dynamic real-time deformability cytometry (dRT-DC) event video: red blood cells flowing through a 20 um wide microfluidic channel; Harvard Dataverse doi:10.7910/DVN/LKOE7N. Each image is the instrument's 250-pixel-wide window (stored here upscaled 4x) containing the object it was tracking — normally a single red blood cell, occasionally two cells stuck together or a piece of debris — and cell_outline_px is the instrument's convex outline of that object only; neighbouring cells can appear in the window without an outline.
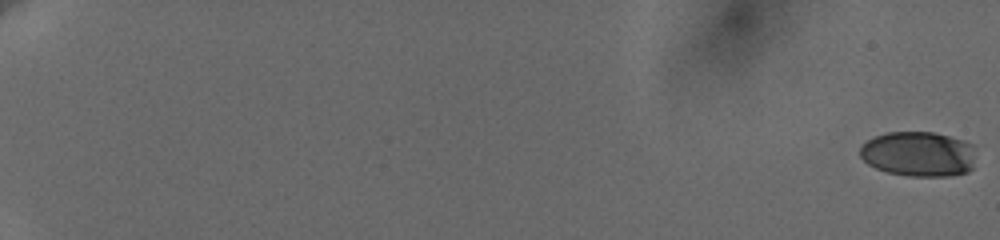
{"species": "human", "species_latin": "Homo sapiens", "temperature_condition": "cold", "stored_images_in_passage": 61, "camera_frame_rate_fps": 3000, "um_per_image_px": 0.085, "donor": {"sex": "female"}, "frame": {"image": 1, "passage_image": 1, "time_ms": 0.0, "image_size_px": [1000, 240], "cell_outline_px": [[972, 168], [968, 172], [948, 176], [908, 176], [888, 172], [876, 168], [868, 164], [860, 156], [860, 148], [868, 140], [876, 136], [888, 132], [932, 132], [964, 140], [972, 144]], "centroid_in_image_um": [78.05, 13.09], "position_along_channel_um": 6.9, "area_um2": 30.11}}
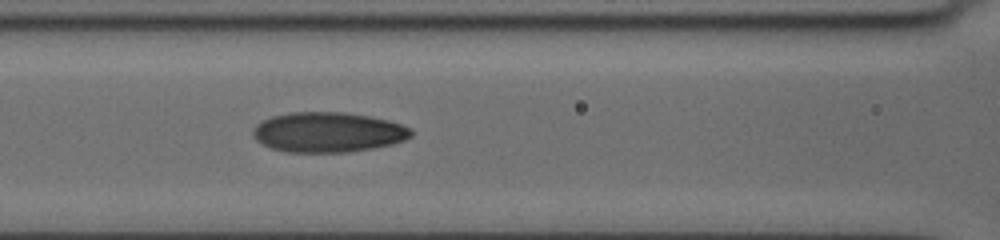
{"frame": {"image": 2, "passage_image": 32, "time_ms": 10.333, "image_size_px": [1000, 240], "cell_outline_px": [[412, 136], [404, 140], [392, 144], [372, 148], [348, 152], [288, 152], [272, 148], [256, 140], [252, 136], [252, 128], [260, 120], [272, 116], [292, 112], [344, 112], [368, 116], [388, 120], [400, 124], [408, 128], [412, 132]], "centroid_in_image_um": [27.84, 11.23], "position_along_channel_um": 138.8, "area_um2": 36.88}}
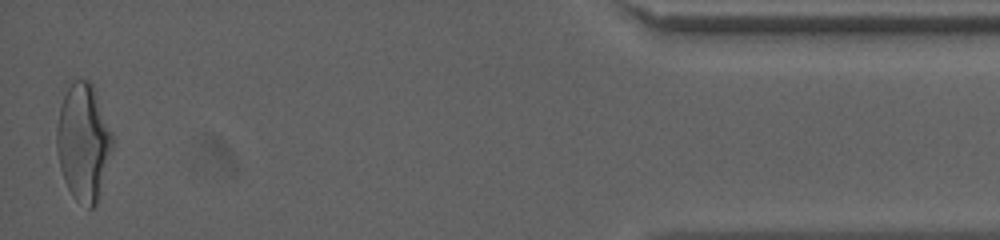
{"frame": {"image": 3, "passage_image": 61, "time_ms": 20.0, "image_size_px": [1000, 240], "cell_outline_px": [[112, 148], [96, 204], [92, 208], [88, 208], [76, 200], [72, 196], [64, 180], [60, 168], [56, 148], [56, 124], [60, 108], [64, 96], [72, 80], [88, 80], [92, 84], [112, 132]], "centroid_in_image_um": [7.06, 12.09], "position_along_channel_um": 428.1, "area_um2": 37.57}, "authors_computed_cell_mechanics": {"area_um2": 34.391, "velocity_mm_per_s": 3.6519, "shape_relaxation_time_tau1_ms": 5.9621, "shape_relaxation_time_tau2_ms": 1.5664, "deformation_change_tau1": 0.1947, "deformation_change_tau2": 0.0819}}